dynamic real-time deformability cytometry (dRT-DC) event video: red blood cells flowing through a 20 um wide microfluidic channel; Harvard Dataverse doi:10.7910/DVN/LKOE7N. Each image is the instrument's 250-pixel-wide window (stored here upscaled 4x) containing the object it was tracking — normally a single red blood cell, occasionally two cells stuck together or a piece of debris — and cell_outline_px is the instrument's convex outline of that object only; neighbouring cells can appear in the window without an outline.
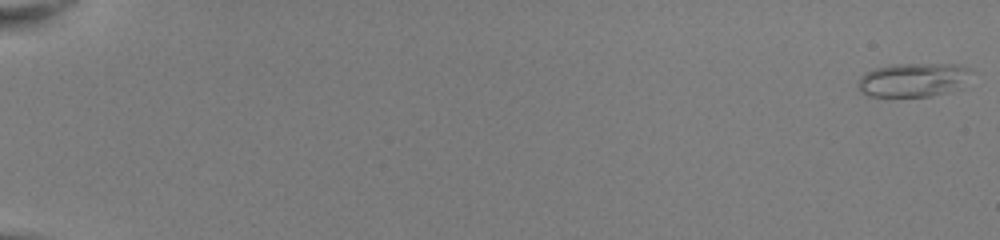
{"species": "common noctule bat (a hibernating species)", "species_latin": "Nyctalus noctula", "temperature_condition": "room temperature", "stored_images_in_passage": 52, "camera_frame_rate_fps": 3000, "um_per_image_px": 0.085, "animal": {"sex": "female", "body_mass_g": 22.0, "forearm_length_mm": 56.7}, "frame": {"image": 1, "passage_image": 1, "time_ms": 0.0, "image_size_px": [1000, 240], "cell_outline_px": [[976, 72], [964, 88], [932, 96], [868, 96], [860, 92], [856, 84], [860, 76], [864, 72], [872, 68], [888, 64], [956, 64], [968, 68]], "centroid_in_image_um": [77.67, 6.78], "position_along_channel_um": 7.3, "area_um2": 23.24}}
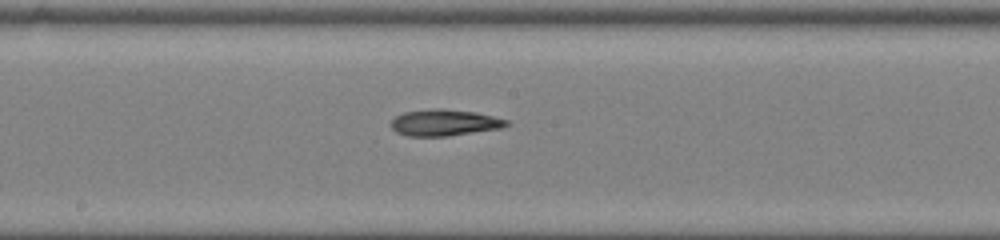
{"frame": {"image": 2, "passage_image": 31, "time_ms": 10.0, "image_size_px": [1000, 240], "cell_outline_px": [[508, 124], [500, 128], [448, 136], [408, 136], [396, 132], [392, 128], [392, 120], [396, 116], [404, 112], [436, 108], [440, 108], [476, 112], [508, 120]], "centroid_in_image_um": [37.76, 10.42], "position_along_channel_um": 210.4, "area_um2": 17.57}}
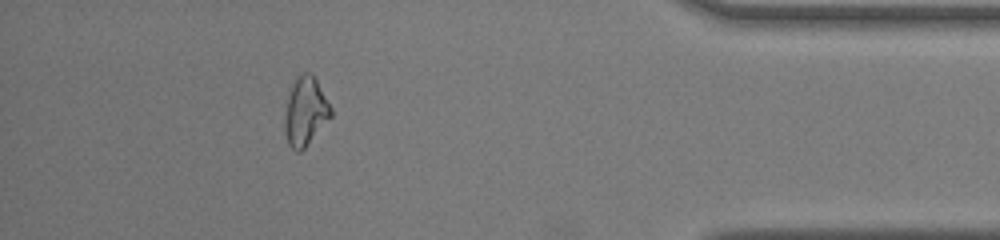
{"frame": {"image": 3, "passage_image": 48, "time_ms": 15.667, "image_size_px": [1000, 240], "cell_outline_px": [[332, 116], [304, 148], [300, 152], [296, 152], [288, 144], [284, 132], [284, 120], [288, 92], [292, 84], [300, 72], [312, 72], [316, 76], [332, 108]], "centroid_in_image_um": [25.96, 9.42], "position_along_channel_um": 409.2, "area_um2": 18.84}, "authors_computed_cell_mechanics": {"area_um2": 18.4382, "velocity_mm_per_s": 4.0818, "shape_relaxation_time_tau1_ms": null, "shape_relaxation_time_tau2_ms": 9.2987, "deformation_change_tau1": null, "deformation_change_tau2": 0.2012}}